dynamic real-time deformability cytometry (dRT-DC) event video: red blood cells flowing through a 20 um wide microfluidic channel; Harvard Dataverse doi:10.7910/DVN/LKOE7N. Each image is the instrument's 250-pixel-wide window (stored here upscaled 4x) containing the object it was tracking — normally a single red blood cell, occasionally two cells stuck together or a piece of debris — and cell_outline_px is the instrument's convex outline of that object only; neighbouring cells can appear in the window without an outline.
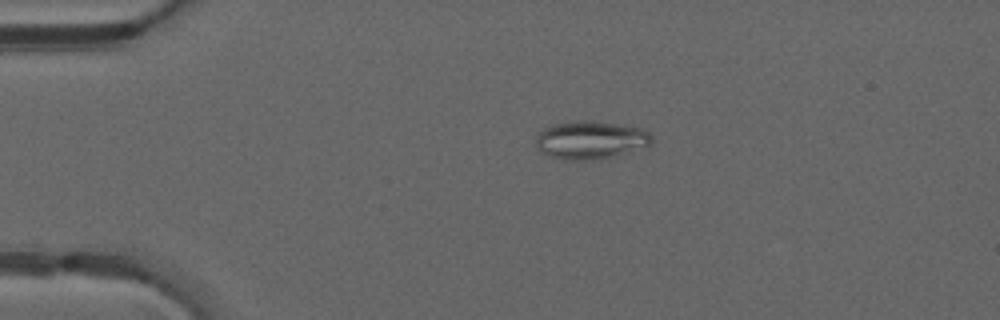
{"species": "common noctule bat (a hibernating species)", "species_latin": "Nyctalus noctula", "temperature_condition": "warm", "stored_images_in_passage": 49, "camera_frame_rate_fps": 3000, "um_per_image_px": 0.085, "animal": {"sex": "male", "forearm_length_mm": 52.5}, "frame": {"image": 1, "passage_image": 11, "time_ms": 3.333, "image_size_px": [1000, 320], "cell_outline_px": [[652, 144], [608, 160], [564, 160], [540, 152], [536, 144], [536, 136], [544, 128], [552, 124], [580, 120], [588, 120], [616, 124], [640, 128], [648, 132], [652, 136]], "centroid_in_image_um": [50.21, 11.93], "position_along_channel_um": 34.8, "area_um2": 26.07}}
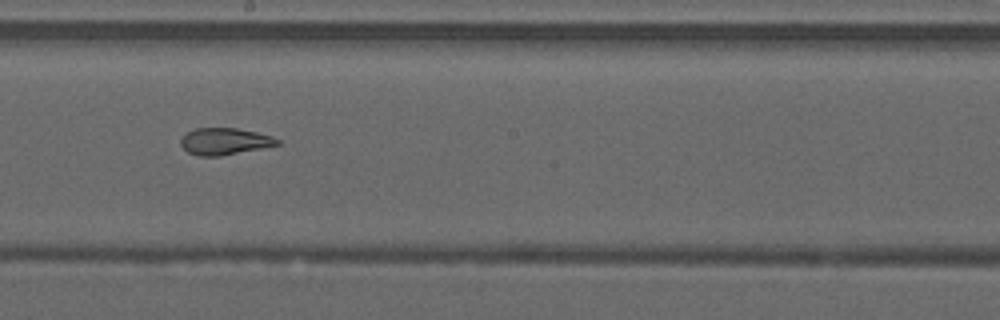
{"frame": {"image": 2, "passage_image": 28, "time_ms": 9.0, "image_size_px": [1000, 320], "cell_outline_px": [[280, 144], [220, 156], [196, 156], [188, 152], [180, 144], [180, 140], [188, 132], [196, 128], [236, 128], [256, 132], [272, 136], [280, 140]], "centroid_in_image_um": [19.08, 12.02], "position_along_channel_um": 229.1, "area_um2": 14.91}}
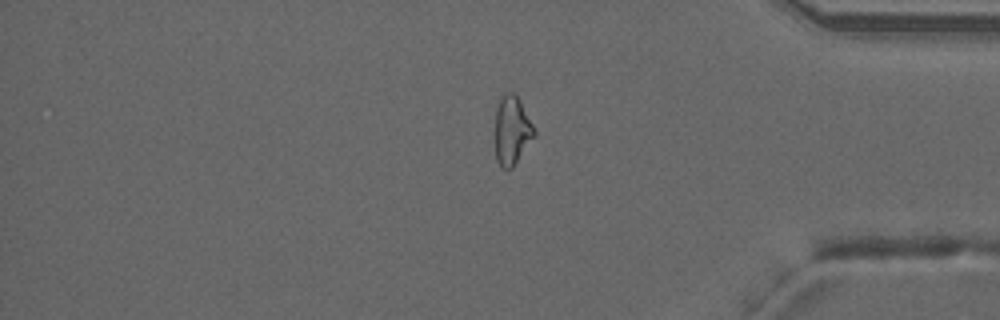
{"frame": {"image": 3, "passage_image": 41, "time_ms": 13.333, "image_size_px": [1000, 320], "cell_outline_px": [[536, 136], [512, 168], [500, 168], [496, 160], [492, 140], [496, 108], [504, 92], [512, 92], [520, 100], [536, 132]], "centroid_in_image_um": [43.46, 11.13], "position_along_channel_um": 391.7, "area_um2": 16.36}, "authors_computed_cell_mechanics": {"area_um2": 18.5538, "velocity_mm_per_s": 4.2468, "shape_relaxation_time_tau1_ms": null, "shape_relaxation_time_tau2_ms": 1.8626, "deformation_change_tau1": null, "deformation_change_tau2": 0.0838}}